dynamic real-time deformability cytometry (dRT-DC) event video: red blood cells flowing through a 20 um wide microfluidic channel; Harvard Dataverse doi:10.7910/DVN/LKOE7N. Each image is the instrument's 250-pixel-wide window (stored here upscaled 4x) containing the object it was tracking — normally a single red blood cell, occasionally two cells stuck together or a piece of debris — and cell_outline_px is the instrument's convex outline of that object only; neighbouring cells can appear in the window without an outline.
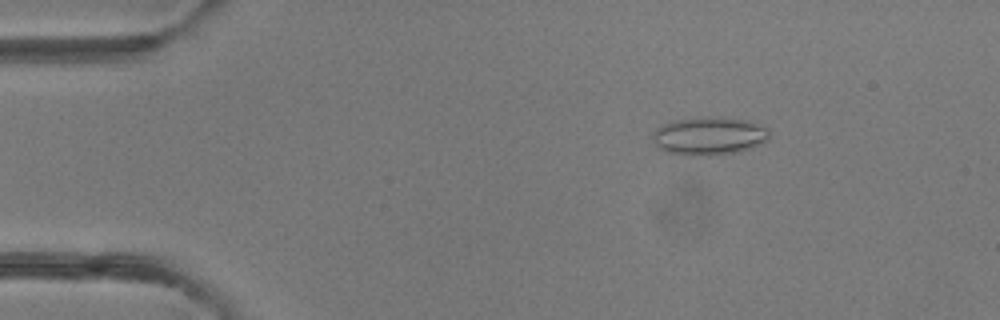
{"species": "common noctule bat (a hibernating species)", "species_latin": "Nyctalus noctula", "temperature_condition": "room temperature", "stored_images_in_passage": 4, "camera_frame_rate_fps": 3000, "um_per_image_px": 0.085, "animal": {"sex": "female"}, "frame": {"image": 1, "passage_image": 2, "time_ms": 1.333, "image_size_px": [1000, 320], "cell_outline_px": [[768, 140], [760, 144], [736, 152], [708, 156], [684, 156], [668, 152], [660, 148], [656, 144], [652, 136], [656, 128], [672, 120], [708, 116], [716, 116], [748, 120], [768, 128]], "centroid_in_image_um": [60.26, 11.55], "position_along_channel_um": 24.7, "area_um2": 26.07}}